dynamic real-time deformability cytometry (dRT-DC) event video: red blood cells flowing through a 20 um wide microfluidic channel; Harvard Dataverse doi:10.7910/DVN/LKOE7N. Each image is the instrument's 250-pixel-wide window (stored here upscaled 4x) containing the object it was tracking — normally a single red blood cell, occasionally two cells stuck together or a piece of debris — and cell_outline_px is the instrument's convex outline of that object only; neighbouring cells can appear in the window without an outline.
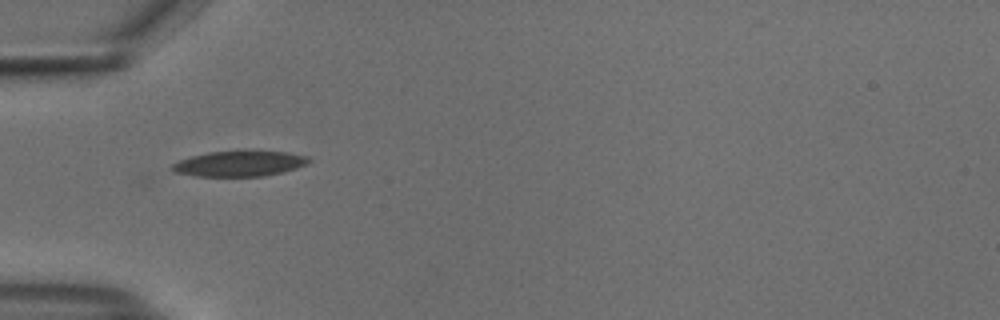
{"species": "common noctule bat (a hibernating species)", "species_latin": "Nyctalus noctula", "temperature_condition": "cold", "stored_images_in_passage": 33, "camera_frame_rate_fps": 3000, "um_per_image_px": 0.085, "animal": {"sex": "male", "body_mass_g": 18.8}, "frame": {"image": 1, "passage_image": 1, "time_ms": 0.0, "image_size_px": [1000, 320], "cell_outline_px": [[312, 160], [308, 164], [296, 168], [264, 176], [196, 176], [172, 172], [172, 164], [180, 160], [192, 156], [208, 152], [284, 152], [308, 156]], "centroid_in_image_um": [20.35, 13.92], "position_along_channel_um": 64.7, "area_um2": 19.88}}
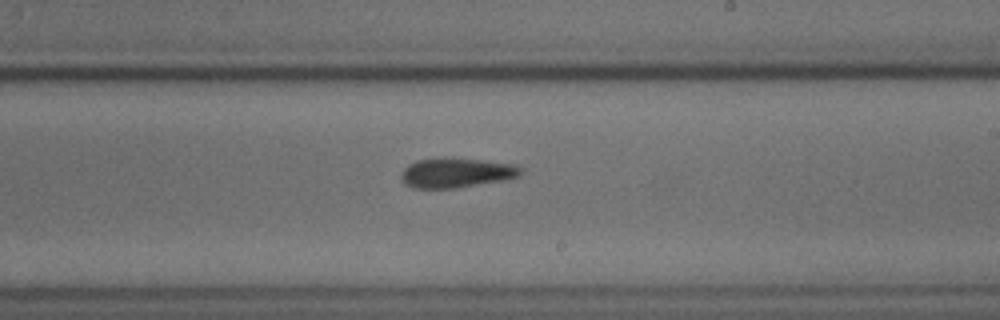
{"frame": {"image": 2, "passage_image": 16, "time_ms": 5.0, "image_size_px": [1000, 320], "cell_outline_px": [[524, 172], [520, 176], [508, 180], [456, 188], [412, 188], [404, 184], [400, 180], [400, 172], [408, 164], [416, 160], [444, 156], [484, 160], [516, 164], [524, 168]], "centroid_in_image_um": [38.81, 14.67], "position_along_channel_um": 250.2, "area_um2": 21.62}}
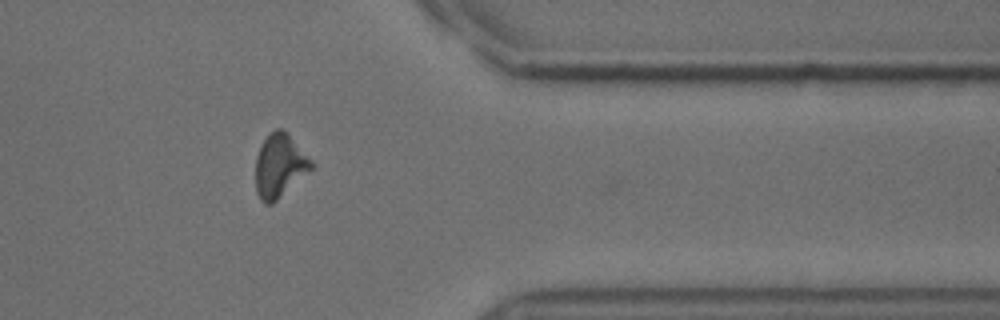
{"frame": {"image": 3, "passage_image": 28, "time_ms": 9.0, "image_size_px": [1000, 320], "cell_outline_px": [[312, 168], [272, 204], [264, 204], [260, 200], [256, 192], [256, 156], [264, 140], [276, 128], [284, 128], [288, 132], [312, 160]], "centroid_in_image_um": [23.76, 14.07], "position_along_channel_um": 387.6, "area_um2": 20.4}, "authors_computed_cell_mechanics": {"area_um2": 20.519, "velocity_mm_per_s": 3.7413, "shape_relaxation_time_tau1_ms": 6.5808, "shape_relaxation_time_tau2_ms": null, "deformation_change_tau1": 0.1014, "deformation_change_tau2": null}}